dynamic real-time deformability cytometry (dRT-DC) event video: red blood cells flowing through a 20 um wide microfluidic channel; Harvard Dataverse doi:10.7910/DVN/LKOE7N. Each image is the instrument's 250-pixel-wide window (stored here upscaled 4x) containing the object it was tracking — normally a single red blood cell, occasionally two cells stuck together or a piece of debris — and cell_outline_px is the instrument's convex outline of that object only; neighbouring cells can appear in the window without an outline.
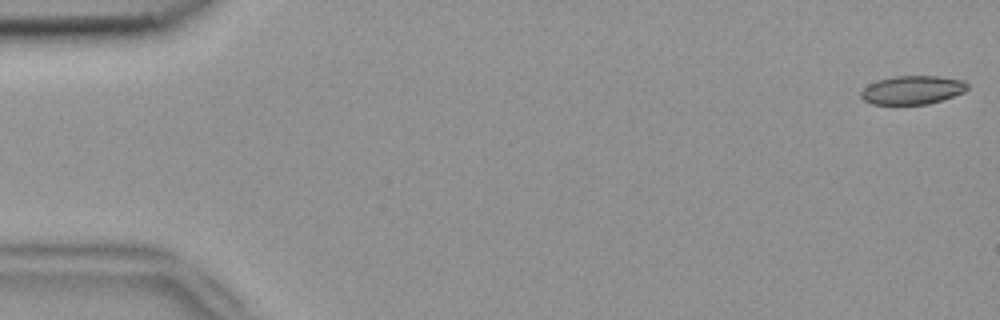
{"species": "common noctule bat (a hibernating species)", "species_latin": "Nyctalus noctula", "temperature_condition": "room temperature", "stored_images_in_passage": 5, "camera_frame_rate_fps": 3000, "um_per_image_px": 0.085, "animal": {"sex": "female", "body_mass_g": 18.4}, "frame": {"image": 1, "passage_image": 1, "time_ms": 0.0, "image_size_px": [1000, 320], "cell_outline_px": [[968, 88], [964, 92], [928, 104], [872, 104], [864, 100], [860, 96], [860, 92], [868, 84], [876, 80], [892, 76], [940, 76], [964, 80], [968, 84]], "centroid_in_image_um": [77.54, 7.63], "position_along_channel_um": 7.5, "area_um2": 17.8}}